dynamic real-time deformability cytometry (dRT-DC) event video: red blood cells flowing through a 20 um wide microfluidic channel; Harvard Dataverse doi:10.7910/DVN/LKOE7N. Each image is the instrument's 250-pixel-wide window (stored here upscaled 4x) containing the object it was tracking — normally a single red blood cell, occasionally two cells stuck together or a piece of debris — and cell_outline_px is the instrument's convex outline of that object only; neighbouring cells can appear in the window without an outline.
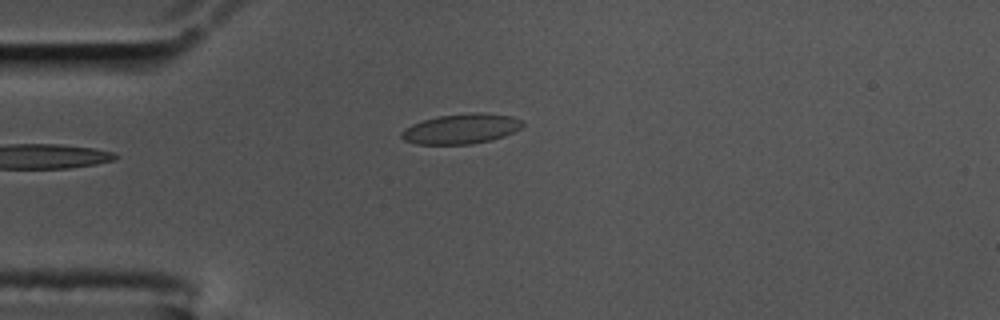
{"species": "common noctule bat (a hibernating species)", "species_latin": "Nyctalus noctula", "temperature_condition": "cold", "stored_images_in_passage": 39, "camera_frame_rate_fps": 3000, "um_per_image_px": 0.085, "animal": {"sex": "male", "body_mass_g": 17.5, "forearm_length_mm": 52.3}, "frame": {"image": 1, "passage_image": 1, "time_ms": 0.0, "image_size_px": [1000, 320], "cell_outline_px": [[524, 124], [520, 128], [504, 136], [492, 140], [472, 144], [416, 144], [404, 140], [400, 136], [400, 132], [404, 128], [412, 124], [436, 116], [468, 112], [480, 112], [512, 116], [520, 120]], "centroid_in_image_um": [39.17, 10.94], "position_along_channel_um": 45.8, "area_um2": 21.33}}
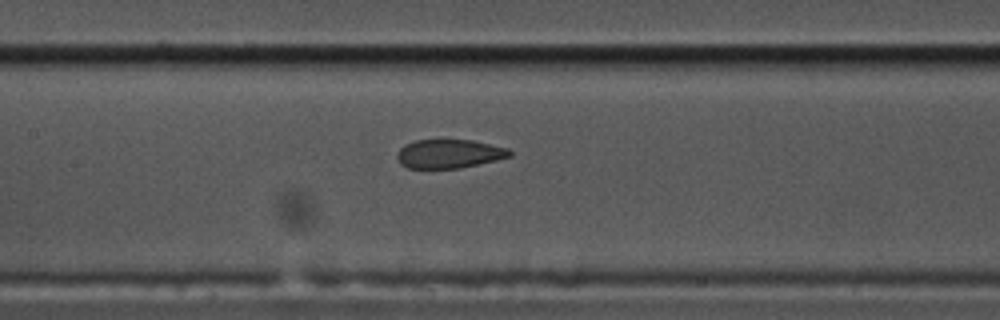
{"frame": {"image": 2, "passage_image": 13, "time_ms": 4.0, "image_size_px": [1000, 320], "cell_outline_px": [[512, 156], [496, 160], [460, 168], [408, 168], [400, 164], [396, 156], [396, 152], [404, 144], [416, 140], [472, 140], [508, 148], [512, 152]], "centroid_in_image_um": [38.15, 13.07], "position_along_channel_um": 169.2, "area_um2": 18.96}}
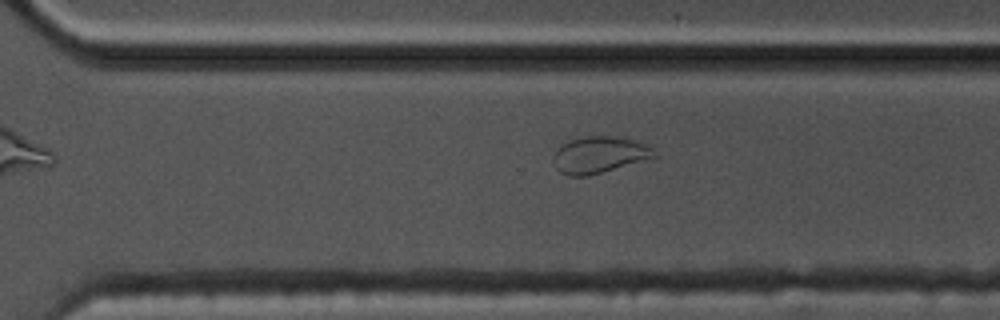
{"frame": {"image": 3, "passage_image": 26, "time_ms": 8.333, "image_size_px": [1000, 320], "cell_outline_px": [[660, 156], [588, 176], [568, 176], [560, 172], [556, 168], [552, 160], [552, 156], [556, 148], [560, 144], [568, 140], [588, 136], [612, 136], [632, 140], [644, 144], [652, 148]], "centroid_in_image_um": [50.9, 13.16], "position_along_channel_um": 319.7, "area_um2": 21.68}}